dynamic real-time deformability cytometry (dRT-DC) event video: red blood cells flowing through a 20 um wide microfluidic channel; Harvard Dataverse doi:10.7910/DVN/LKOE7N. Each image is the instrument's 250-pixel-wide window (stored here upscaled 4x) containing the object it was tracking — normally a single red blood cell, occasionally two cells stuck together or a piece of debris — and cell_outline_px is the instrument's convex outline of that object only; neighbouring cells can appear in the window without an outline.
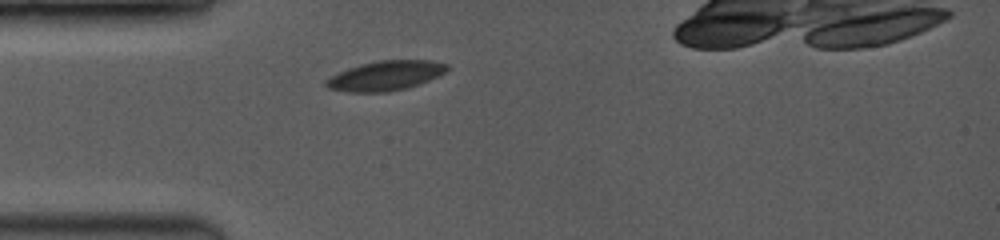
{"species": "common noctule bat (a hibernating species)", "species_latin": "Nyctalus noctula", "temperature_condition": "room temperature", "stored_images_in_passage": 2, "camera_frame_rate_fps": 3500, "um_per_image_px": 0.085, "animal": {"sex": "female", "body_mass_g": 19.0, "forearm_length_mm": 53.3}, "frame": {"image": 1, "passage_image": 1, "time_ms": 0.0, "image_size_px": [1000, 240], "cell_outline_px": [[448, 68], [440, 76], [420, 84], [408, 88], [388, 92], [344, 92], [328, 88], [324, 84], [324, 80], [348, 68], [360, 64], [380, 60], [428, 60], [448, 64]], "centroid_in_image_um": [32.77, 6.44], "position_along_channel_um": 52.2, "area_um2": 21.04}}